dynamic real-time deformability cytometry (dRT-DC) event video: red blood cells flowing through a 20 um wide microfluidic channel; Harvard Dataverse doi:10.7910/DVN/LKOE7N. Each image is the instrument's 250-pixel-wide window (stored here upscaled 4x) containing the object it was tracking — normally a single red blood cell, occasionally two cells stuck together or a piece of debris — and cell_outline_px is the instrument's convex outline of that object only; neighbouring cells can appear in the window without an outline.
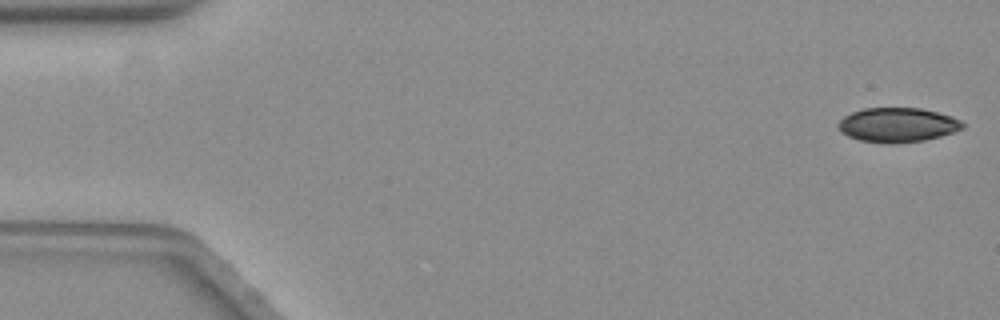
{"species": "common noctule bat (a hibernating species)", "species_latin": "Nyctalus noctula", "temperature_condition": "warm", "stored_images_in_passage": 58, "camera_frame_rate_fps": 3000, "um_per_image_px": 0.085, "animal": {"sex": "female", "body_mass_g": 19.3, "forearm_length_mm": 54.1}, "frame": {"image": 1, "passage_image": 1, "time_ms": 0.0, "image_size_px": [1000, 320], "cell_outline_px": [[964, 128], [940, 136], [924, 140], [892, 144], [860, 140], [848, 136], [840, 132], [836, 124], [844, 116], [852, 112], [864, 108], [920, 108], [952, 116], [960, 120], [964, 124]], "centroid_in_image_um": [76.26, 10.62], "position_along_channel_um": 8.7, "area_um2": 24.91}}
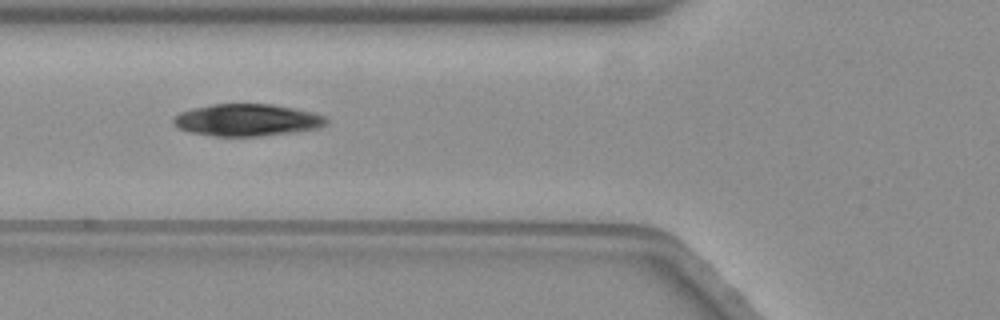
{"frame": {"image": 2, "passage_image": 21, "time_ms": 6.667, "image_size_px": [1000, 320], "cell_outline_px": [[328, 124], [320, 128], [292, 132], [260, 136], [216, 136], [188, 132], [180, 128], [172, 120], [180, 112], [192, 108], [212, 104], [272, 104], [312, 112], [324, 116], [328, 120]], "centroid_in_image_um": [21.02, 10.2], "position_along_channel_um": 104.8, "area_um2": 28.44}}
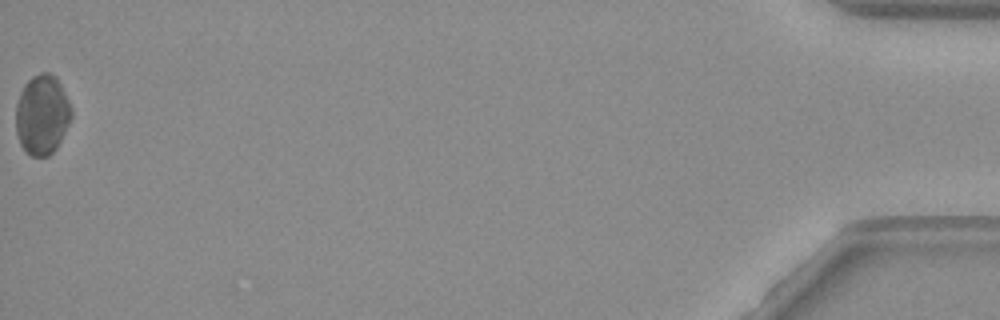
{"frame": {"image": 3, "passage_image": 58, "time_ms": 19.0, "image_size_px": [1000, 320], "cell_outline_px": [[72, 116], [56, 148], [48, 156], [32, 156], [24, 152], [20, 144], [16, 132], [16, 104], [20, 92], [24, 84], [32, 76], [40, 72], [48, 72], [56, 76], [72, 108]], "centroid_in_image_um": [3.56, 9.74], "position_along_channel_um": 431.6, "area_um2": 25.89}, "authors_computed_cell_mechanics": {"area_um2": 26.9926, "velocity_mm_per_s": 3.5086, "shape_relaxation_time_tau1_ms": 3.7775, "shape_relaxation_time_tau2_ms": null, "deformation_change_tau1": 0.1008, "deformation_change_tau2": null}}